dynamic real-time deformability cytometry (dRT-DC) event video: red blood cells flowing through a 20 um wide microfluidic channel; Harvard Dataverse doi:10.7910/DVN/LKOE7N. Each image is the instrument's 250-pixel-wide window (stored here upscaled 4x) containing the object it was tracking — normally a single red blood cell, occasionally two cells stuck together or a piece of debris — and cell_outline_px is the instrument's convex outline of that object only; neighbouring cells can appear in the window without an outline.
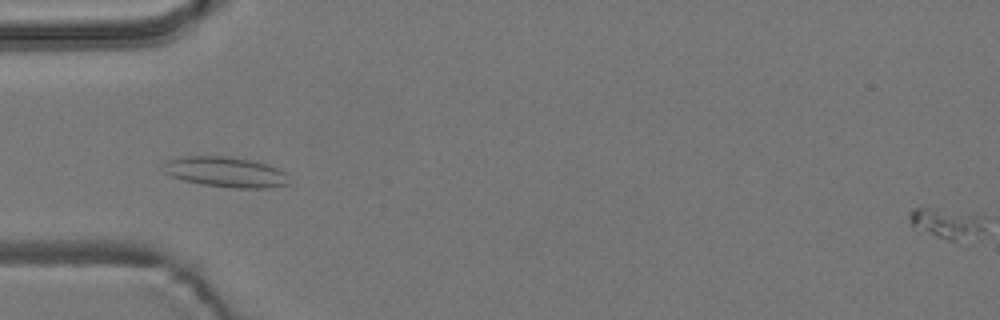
{"species": "common noctule bat (a hibernating species)", "species_latin": "Nyctalus noctula", "temperature_condition": "room temperature", "stored_images_in_passage": 9, "camera_frame_rate_fps": 3000, "um_per_image_px": 0.085, "animal": {"sex": "male", "body_mass_g": 19.2, "forearm_length_mm": 51.8}, "frame": {"image": 1, "passage_image": 6, "time_ms": 5.667, "image_size_px": [1000, 320], "cell_outline_px": [[288, 184], [268, 188], [232, 188], [204, 184], [184, 180], [172, 176], [164, 172], [164, 164], [168, 160], [180, 156], [228, 156], [252, 160], [268, 164], [284, 172]], "centroid_in_image_um": [19.16, 14.61], "position_along_channel_um": 65.8, "area_um2": 22.02}}
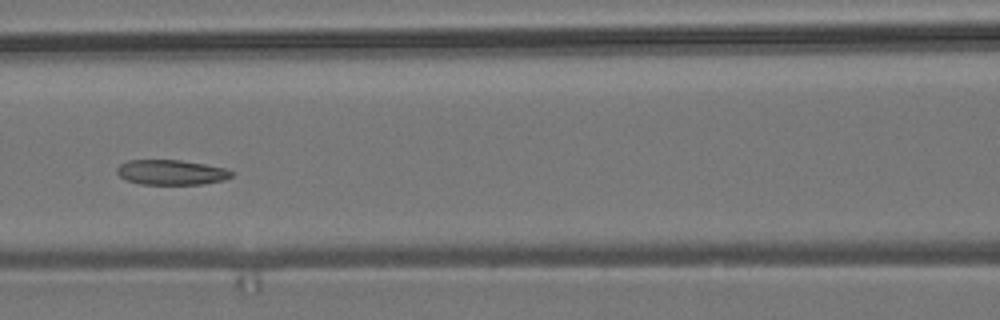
{"frame": {"image": 2, "passage_image": 8, "time_ms": 8.0, "image_size_px": [1000, 320], "cell_outline_px": [[232, 176], [224, 180], [204, 184], [140, 184], [128, 180], [120, 176], [116, 172], [116, 168], [120, 164], [128, 160], [180, 160], [204, 164], [224, 168], [232, 172]], "centroid_in_image_um": [14.54, 14.65], "position_along_channel_um": 152.1, "area_um2": 16.59}}
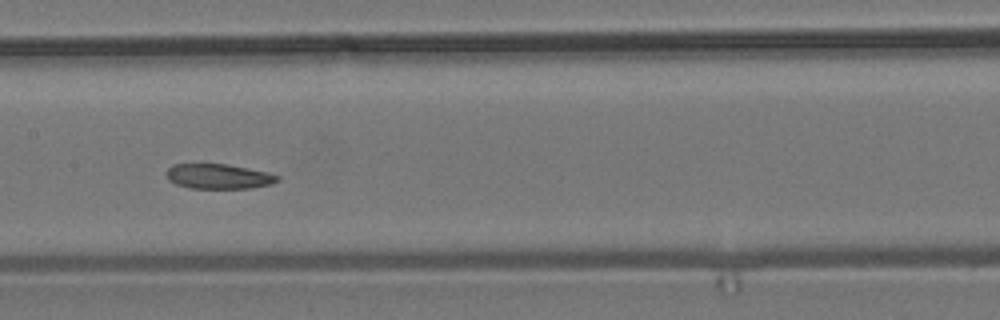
{"frame": {"image": 3, "passage_image": 9, "time_ms": 9.0, "image_size_px": [1000, 320], "cell_outline_px": [[280, 180], [272, 184], [252, 188], [188, 188], [176, 184], [168, 180], [164, 172], [172, 164], [228, 164], [268, 172], [280, 176]], "centroid_in_image_um": [18.57, 14.99], "position_along_channel_um": 188.8, "area_um2": 16.36}}